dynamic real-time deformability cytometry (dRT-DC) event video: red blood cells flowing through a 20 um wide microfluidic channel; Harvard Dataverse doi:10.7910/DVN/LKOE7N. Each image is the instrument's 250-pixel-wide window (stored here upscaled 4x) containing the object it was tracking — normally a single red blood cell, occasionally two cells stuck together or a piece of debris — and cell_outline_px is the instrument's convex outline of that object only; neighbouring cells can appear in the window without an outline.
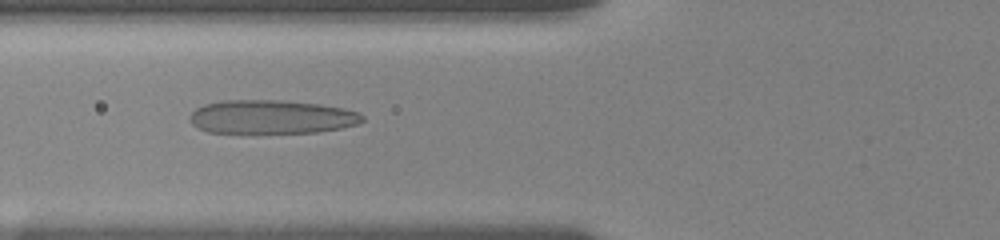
{"species": "human", "species_latin": "Homo sapiens", "temperature_condition": "room temperature", "stored_images_in_passage": 84, "camera_frame_rate_fps": 3000, "um_per_image_px": 0.085, "donor": {"sex": "female"}, "frame": {"image": 1, "passage_image": 31, "time_ms": 7.0, "image_size_px": [1000, 240], "cell_outline_px": [[364, 120], [356, 124], [340, 128], [316, 132], [208, 132], [196, 128], [192, 124], [192, 112], [196, 108], [204, 104], [224, 100], [280, 100], [316, 104], [340, 108], [360, 112], [364, 116]], "centroid_in_image_um": [23.07, 9.93], "position_along_channel_um": 102.7, "area_um2": 33.47}}
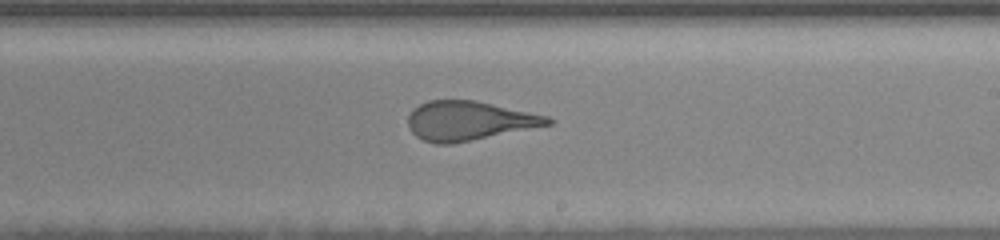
{"frame": {"image": 2, "passage_image": 42, "time_ms": 11.0, "image_size_px": [1000, 240], "cell_outline_px": [[556, 120], [552, 124], [452, 144], [436, 144], [424, 140], [416, 136], [408, 128], [408, 116], [412, 108], [428, 100], [472, 100], [548, 116]], "centroid_in_image_um": [39.82, 10.27], "position_along_channel_um": 249.2, "area_um2": 31.73}}
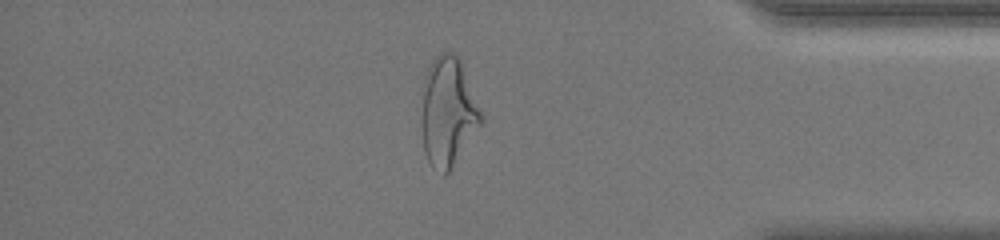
{"frame": {"image": 3, "passage_image": 66, "time_ms": 15.667, "image_size_px": [1000, 240], "cell_outline_px": [[484, 120], [448, 172], [444, 176], [432, 168], [424, 152], [420, 124], [420, 88], [428, 68], [432, 60], [440, 52], [448, 48], [460, 60]], "centroid_in_image_um": [38.0, 9.49], "position_along_channel_um": 397.2, "area_um2": 38.38}, "authors_computed_cell_mechanics": {"area_um2": 34.969, "velocity_mm_per_s": 3.645, "shape_relaxation_time_tau1_ms": 6.303, "shape_relaxation_time_tau2_ms": 1.021, "deformation_change_tau1": 0.23, "deformation_change_tau2": 0.1209}}